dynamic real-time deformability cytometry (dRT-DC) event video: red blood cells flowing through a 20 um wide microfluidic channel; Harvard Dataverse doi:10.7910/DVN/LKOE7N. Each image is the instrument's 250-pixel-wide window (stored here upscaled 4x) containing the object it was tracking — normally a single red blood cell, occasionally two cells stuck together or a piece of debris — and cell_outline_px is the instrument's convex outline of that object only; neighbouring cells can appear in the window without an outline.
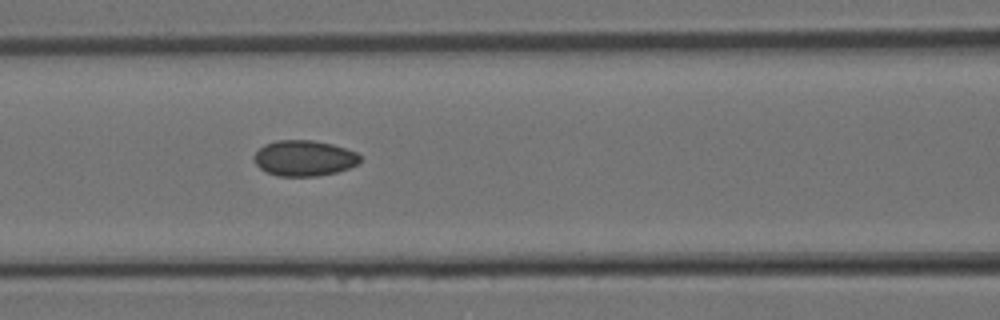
{"species": "Egyptian fruit bat (a non-hibernating species)", "species_latin": "Rousettus aegyptiacus", "temperature_condition": "room temperature", "stored_images_in_passage": 14, "camera_frame_rate_fps": 3000, "um_per_image_px": 0.085, "animal": {"sex": "female"}, "frame": {"image": 1, "passage_image": 14, "time_ms": 4.333, "image_size_px": [1000, 320], "cell_outline_px": [[360, 160], [356, 164], [348, 168], [336, 172], [316, 176], [276, 176], [260, 168], [256, 164], [252, 156], [264, 144], [276, 140], [312, 140], [332, 144], [356, 152], [360, 156]], "centroid_in_image_um": [25.82, 13.44], "position_along_channel_um": 140.8, "area_um2": 21.96}}